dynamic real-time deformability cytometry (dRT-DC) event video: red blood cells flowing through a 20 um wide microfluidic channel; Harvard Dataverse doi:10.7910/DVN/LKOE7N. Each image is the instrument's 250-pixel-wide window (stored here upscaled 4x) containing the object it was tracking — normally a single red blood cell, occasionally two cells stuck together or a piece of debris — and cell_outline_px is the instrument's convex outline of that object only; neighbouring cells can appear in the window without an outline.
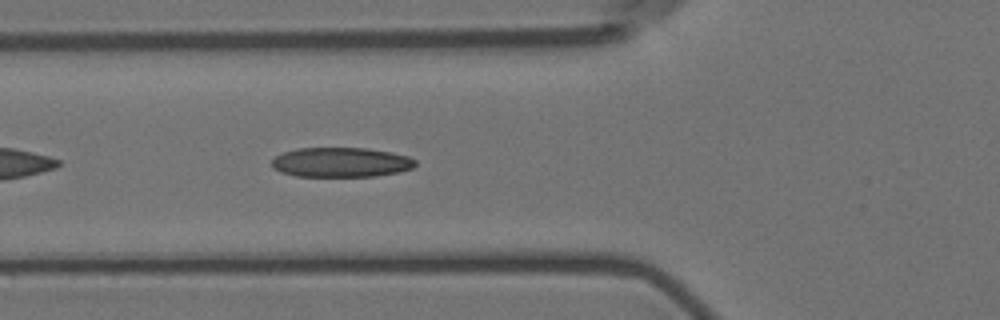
{"species": "Egyptian fruit bat (a non-hibernating species)", "species_latin": "Rousettus aegyptiacus", "temperature_condition": "room temperature", "stored_images_in_passage": 6, "camera_frame_rate_fps": 3000, "um_per_image_px": 0.085, "animal": {"sex": "female"}, "frame": {"image": 1, "passage_image": 6, "time_ms": 6.667, "image_size_px": [1000, 320], "cell_outline_px": [[416, 164], [412, 168], [400, 172], [376, 176], [296, 176], [280, 172], [272, 168], [272, 160], [276, 156], [284, 152], [296, 148], [368, 148], [392, 152], [408, 156], [416, 160]], "centroid_in_image_um": [28.99, 13.79], "position_along_channel_um": 96.8, "area_um2": 24.97}}